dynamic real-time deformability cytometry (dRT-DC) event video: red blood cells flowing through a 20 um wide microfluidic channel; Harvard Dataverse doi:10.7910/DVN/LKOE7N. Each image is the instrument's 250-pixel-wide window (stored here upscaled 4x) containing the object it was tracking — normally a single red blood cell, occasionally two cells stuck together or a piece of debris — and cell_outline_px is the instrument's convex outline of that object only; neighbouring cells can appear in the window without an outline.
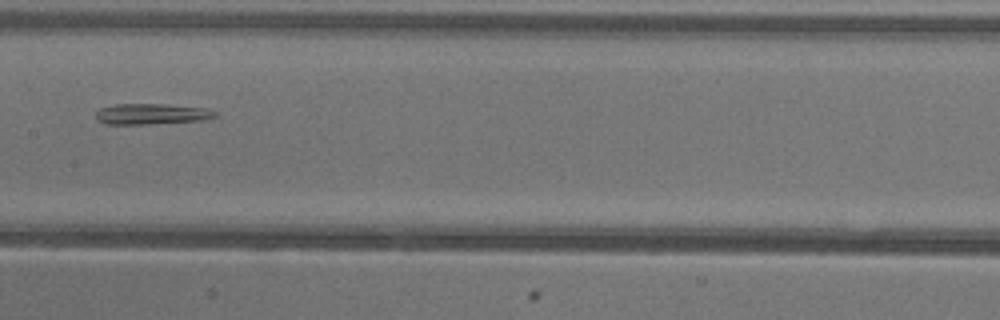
{"species": "common noctule bat (a hibernating species)", "species_latin": "Nyctalus noctula", "temperature_condition": "warm", "stored_images_in_passage": 47, "segment_of_instrument_passage": [2, 2], "camera_frame_rate_fps": 3000, "um_per_image_px": 0.085, "animal": {"sex": "female"}, "frame": {"image": 1, "passage_image": 26, "time_ms": 8.333, "image_size_px": [1000, 320], "cell_outline_px": [[216, 116], [204, 120], [152, 124], [108, 124], [96, 120], [96, 112], [100, 108], [116, 104], [164, 104], [208, 108], [216, 112]], "centroid_in_image_um": [12.89, 9.69], "position_along_channel_um": 194.5, "area_um2": 14.51}}
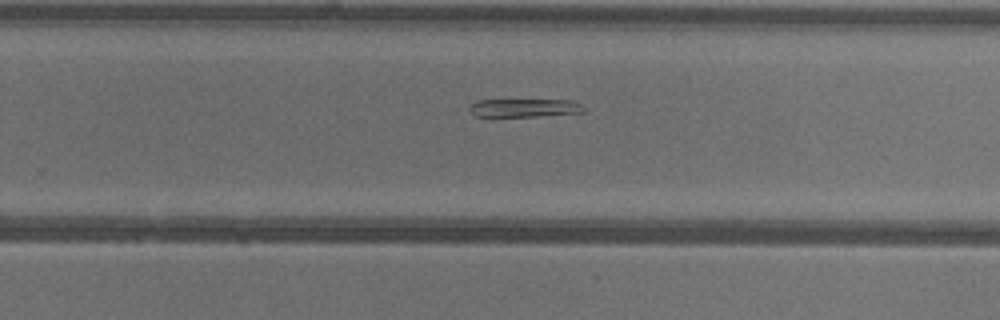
{"frame": {"image": 2, "passage_image": 33, "time_ms": 10.667, "image_size_px": [1000, 320], "cell_outline_px": [[588, 108], [584, 112], [536, 116], [472, 116], [468, 108], [476, 100], [572, 100], [584, 104]], "centroid_in_image_um": [44.63, 9.16], "position_along_channel_um": 285.2, "area_um2": 12.31}}
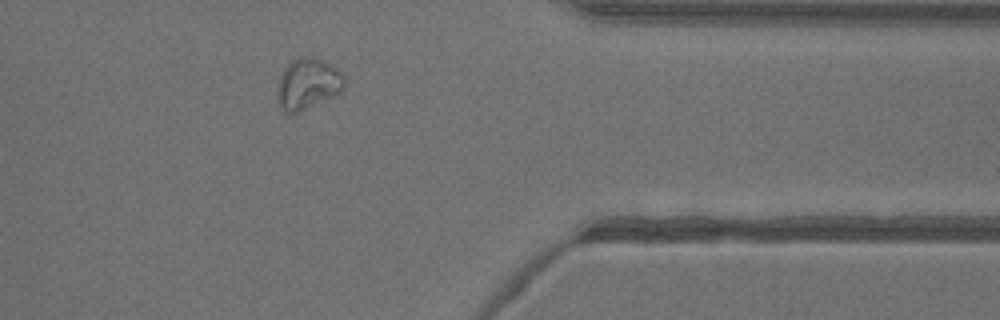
{"frame": {"image": 3, "passage_image": 42, "time_ms": 13.667, "image_size_px": [1000, 320], "cell_outline_px": [[344, 88], [336, 96], [300, 112], [288, 116], [276, 100], [276, 84], [284, 68], [296, 56], [308, 56], [332, 64], [344, 76]], "centroid_in_image_um": [26.13, 7.16], "position_along_channel_um": 385.3, "area_um2": 20.52}}